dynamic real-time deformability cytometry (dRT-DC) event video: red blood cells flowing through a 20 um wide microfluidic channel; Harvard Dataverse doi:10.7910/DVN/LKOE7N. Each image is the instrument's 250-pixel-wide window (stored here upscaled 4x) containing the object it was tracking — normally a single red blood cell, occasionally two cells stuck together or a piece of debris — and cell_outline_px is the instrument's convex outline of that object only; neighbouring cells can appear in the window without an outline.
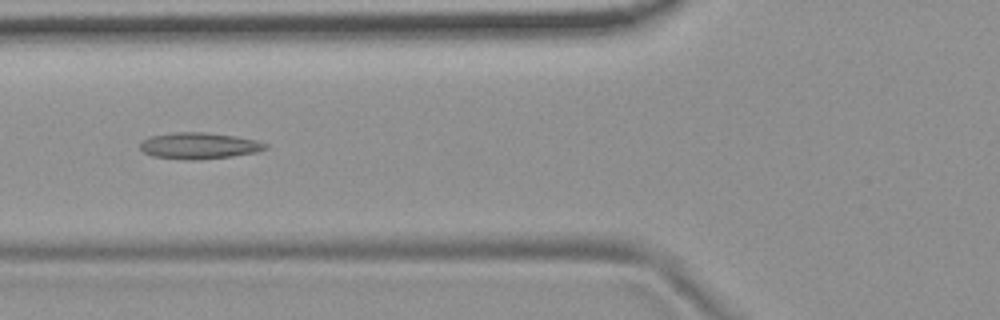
{"species": "common noctule bat (a hibernating species)", "species_latin": "Nyctalus noctula", "temperature_condition": "room temperature", "stored_images_in_passage": 7, "camera_frame_rate_fps": 3000, "um_per_image_px": 0.085, "animal": {"sex": "female", "body_mass_g": 19.9}, "frame": {"image": 1, "passage_image": 2, "time_ms": 0.333, "image_size_px": [1000, 320], "cell_outline_px": [[268, 148], [256, 152], [232, 156], [200, 160], [192, 160], [152, 156], [144, 152], [140, 148], [140, 140], [148, 136], [172, 132], [204, 132], [236, 136], [256, 140], [268, 144]], "centroid_in_image_um": [16.89, 12.38], "position_along_channel_um": 108.9, "area_um2": 19.42}}
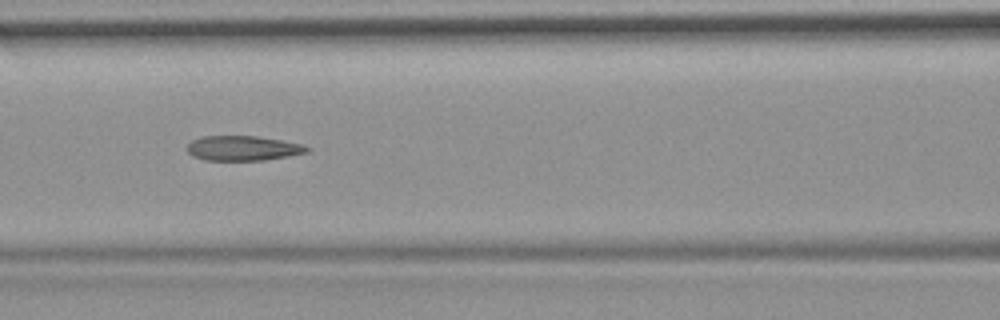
{"frame": {"image": 2, "passage_image": 3, "time_ms": 0.667, "image_size_px": [1000, 320], "cell_outline_px": [[312, 148], [308, 152], [288, 156], [264, 160], [204, 160], [192, 156], [184, 148], [192, 140], [200, 136], [256, 136], [280, 140], [300, 144]], "centroid_in_image_um": [20.6, 12.6], "position_along_channel_um": 146.0, "area_um2": 17.4}}
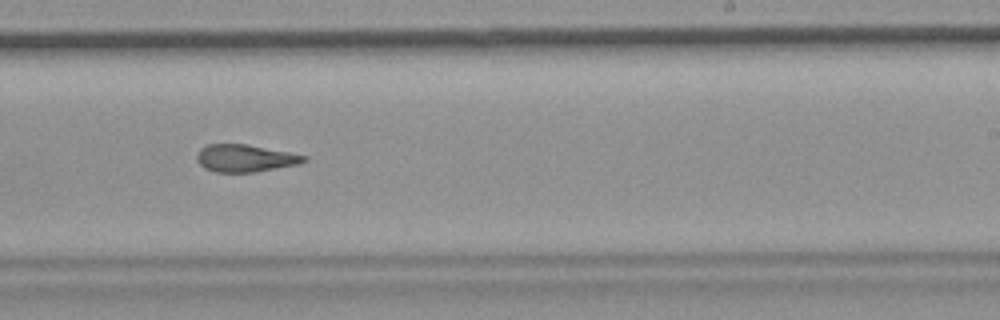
{"frame": {"image": 3, "passage_image": 6, "time_ms": 1.667, "image_size_px": [1000, 320], "cell_outline_px": [[308, 160], [300, 164], [256, 172], [216, 172], [204, 168], [196, 160], [196, 152], [200, 148], [208, 144], [248, 144], [308, 156]], "centroid_in_image_um": [20.83, 13.45], "position_along_channel_um": 268.2, "area_um2": 17.28}}